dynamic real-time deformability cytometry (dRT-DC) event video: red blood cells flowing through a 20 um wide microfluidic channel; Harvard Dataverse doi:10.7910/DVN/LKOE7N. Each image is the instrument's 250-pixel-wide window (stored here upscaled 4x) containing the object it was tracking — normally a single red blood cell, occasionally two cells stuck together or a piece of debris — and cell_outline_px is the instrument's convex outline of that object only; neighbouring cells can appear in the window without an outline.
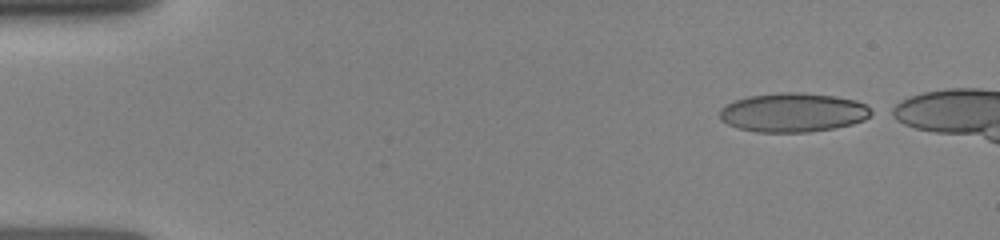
{"species": "human", "species_latin": "Homo sapiens", "temperature_condition": "room temperature", "stored_images_in_passage": 6, "camera_frame_rate_fps": 3000, "um_per_image_px": 0.085, "donor": {"sex": "female"}, "frame": {"image": 1, "passage_image": 1, "time_ms": 0.0, "image_size_px": [1000, 240], "cell_outline_px": [[876, 112], [864, 120], [852, 124], [836, 128], [808, 132], [756, 132], [740, 128], [728, 124], [720, 120], [720, 108], [736, 100], [748, 96], [780, 92], [800, 92], [836, 96], [856, 100], [864, 104]], "centroid_in_image_um": [67.45, 9.56], "position_along_channel_um": 17.5, "area_um2": 34.68}}